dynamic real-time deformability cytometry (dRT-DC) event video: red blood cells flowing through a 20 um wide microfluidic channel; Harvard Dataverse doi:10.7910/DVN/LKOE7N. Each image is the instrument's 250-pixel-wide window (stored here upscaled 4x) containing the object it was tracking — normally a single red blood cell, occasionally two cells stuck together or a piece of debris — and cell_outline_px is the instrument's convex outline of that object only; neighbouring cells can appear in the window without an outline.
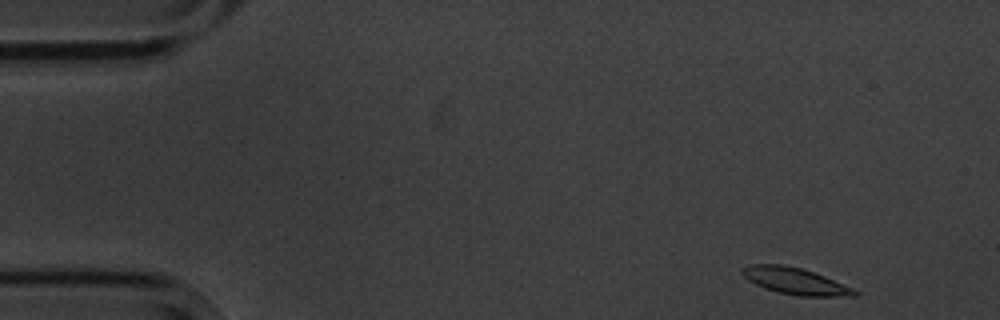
{"species": "common noctule bat (a hibernating species)", "species_latin": "Nyctalus noctula", "temperature_condition": "cold", "stored_images_in_passage": 5, "segment_of_instrument_passage": [1, 2], "camera_frame_rate_fps": 3000, "um_per_image_px": 0.085, "animal": {"sex": "male", "body_mass_g": 20.1, "forearm_length_mm": 53.5}, "frame": {"image": 1, "passage_image": 1, "time_ms": 0.0, "image_size_px": [1000, 320], "cell_outline_px": [[860, 292], [856, 296], [796, 296], [764, 288], [748, 280], [740, 272], [740, 268], [748, 264], [780, 264], [800, 268], [824, 276], [852, 288]], "centroid_in_image_um": [67.55, 23.89], "position_along_channel_um": 17.5, "area_um2": 17.28}}